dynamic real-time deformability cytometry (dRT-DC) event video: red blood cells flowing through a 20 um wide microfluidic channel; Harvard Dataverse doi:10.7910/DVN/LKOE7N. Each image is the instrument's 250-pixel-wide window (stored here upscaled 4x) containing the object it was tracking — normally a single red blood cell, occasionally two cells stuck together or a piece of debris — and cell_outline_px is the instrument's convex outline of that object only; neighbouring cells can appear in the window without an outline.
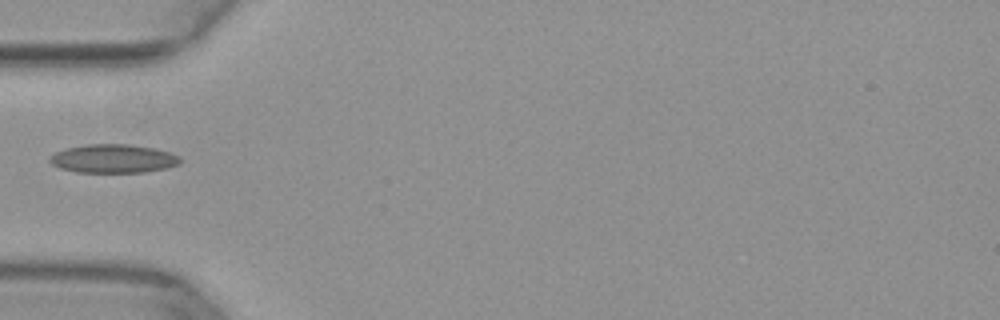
{"species": "common noctule bat (a hibernating species)", "species_latin": "Nyctalus noctula", "temperature_condition": "warm", "stored_images_in_passage": 34, "camera_frame_rate_fps": 3000, "um_per_image_px": 0.085, "animal": {"sex": "female", "body_mass_g": 29.2, "forearm_length_mm": 56.3}, "frame": {"image": 1, "passage_image": 1, "time_ms": 0.0, "image_size_px": [1000, 320], "cell_outline_px": [[180, 164], [164, 168], [144, 172], [76, 172], [60, 168], [52, 164], [48, 160], [56, 152], [68, 148], [88, 144], [128, 144], [156, 148], [180, 156]], "centroid_in_image_um": [9.64, 13.48], "position_along_channel_um": 75.4, "area_um2": 21.56}}
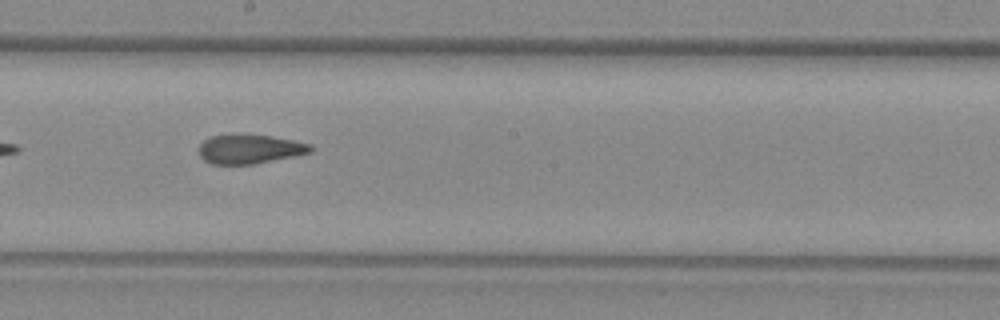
{"frame": {"image": 2, "passage_image": 12, "time_ms": 3.667, "image_size_px": [1000, 320], "cell_outline_px": [[312, 152], [252, 164], [212, 164], [204, 160], [200, 156], [200, 144], [208, 136], [232, 132], [272, 136], [312, 144]], "centroid_in_image_um": [21.18, 12.63], "position_along_channel_um": 227.0, "area_um2": 19.31}}
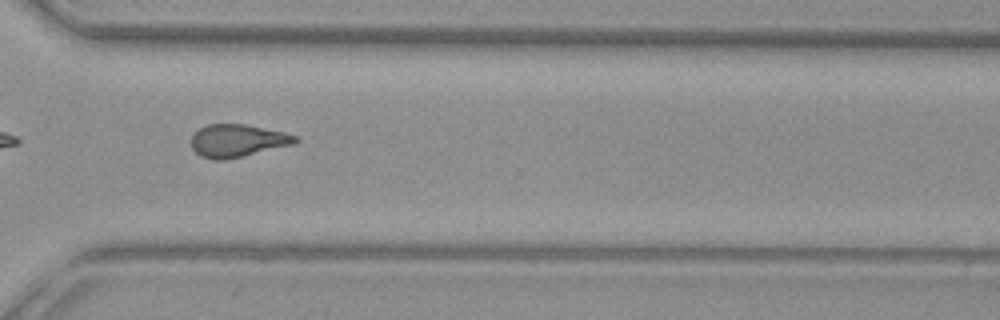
{"frame": {"image": 3, "passage_image": 21, "time_ms": 6.667, "image_size_px": [1000, 320], "cell_outline_px": [[300, 140], [292, 144], [224, 160], [212, 160], [200, 156], [192, 148], [192, 136], [200, 128], [208, 124], [244, 124], [284, 132], [296, 136]], "centroid_in_image_um": [20.16, 11.95], "position_along_channel_um": 350.4, "area_um2": 19.48}}